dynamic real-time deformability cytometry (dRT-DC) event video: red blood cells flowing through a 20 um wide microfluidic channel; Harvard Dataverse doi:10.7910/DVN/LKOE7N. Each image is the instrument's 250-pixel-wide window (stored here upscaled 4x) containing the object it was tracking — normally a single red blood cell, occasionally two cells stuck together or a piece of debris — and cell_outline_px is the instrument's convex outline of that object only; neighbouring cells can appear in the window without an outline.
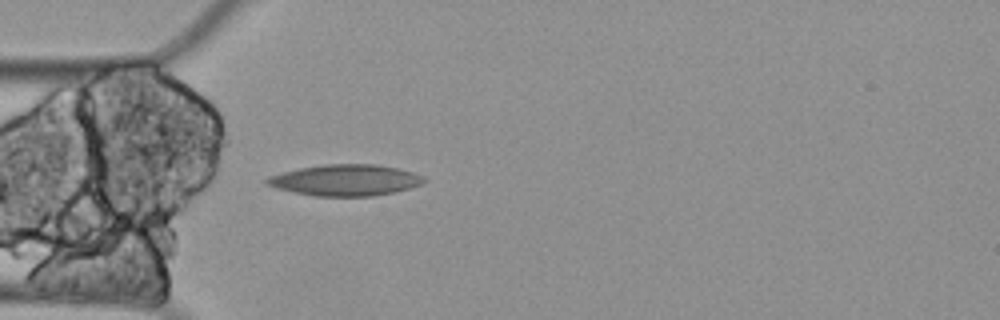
{"species": "Egyptian fruit bat (a non-hibernating species)", "species_latin": "Rousettus aegyptiacus", "temperature_condition": "cold", "stored_images_in_passage": 4, "camera_frame_rate_fps": 3000, "um_per_image_px": 0.085, "animal": {"sex": "female"}, "frame": {"image": 1, "passage_image": 1, "time_ms": 0.0, "image_size_px": [1000, 320], "cell_outline_px": [[428, 180], [420, 184], [396, 192], [372, 196], [316, 196], [276, 188], [264, 184], [264, 180], [268, 176], [300, 168], [324, 164], [376, 164], [396, 168], [412, 172], [424, 176]], "centroid_in_image_um": [29.36, 15.31], "position_along_channel_um": 55.6, "area_um2": 28.5}}
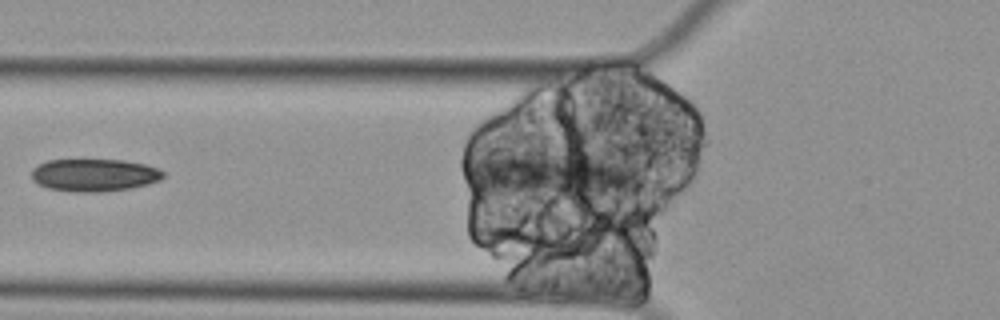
{"frame": {"image": 2, "passage_image": 3, "time_ms": 0.667, "image_size_px": [1000, 320], "cell_outline_px": [[164, 176], [160, 180], [148, 184], [128, 188], [100, 192], [76, 192], [48, 188], [32, 180], [32, 168], [48, 160], [124, 160], [144, 164], [156, 168], [164, 172]], "centroid_in_image_um": [8.01, 14.88], "position_along_channel_um": 117.8, "area_um2": 24.8}}